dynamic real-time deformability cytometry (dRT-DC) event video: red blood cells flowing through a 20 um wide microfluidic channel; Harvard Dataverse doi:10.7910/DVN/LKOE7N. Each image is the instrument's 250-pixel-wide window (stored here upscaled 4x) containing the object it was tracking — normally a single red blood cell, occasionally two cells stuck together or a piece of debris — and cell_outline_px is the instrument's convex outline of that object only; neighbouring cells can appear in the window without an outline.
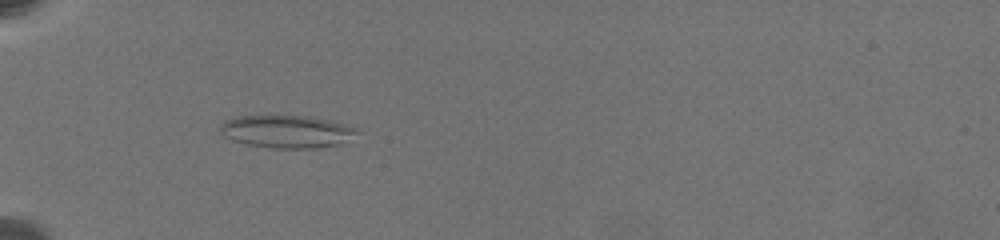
{"species": "common noctule bat (a hibernating species)", "species_latin": "Nyctalus noctula", "temperature_condition": "warm", "stored_images_in_passage": 72, "camera_frame_rate_fps": 3000, "um_per_image_px": 0.085, "animal": {"sex": "female", "body_mass_g": 19.5, "forearm_length_mm": 54.1}, "frame": {"image": 1, "passage_image": 1, "time_ms": 0.0, "image_size_px": [1000, 240], "cell_outline_px": [[360, 132], [340, 144], [316, 148], [272, 148], [248, 144], [232, 140], [224, 136], [220, 132], [220, 124], [236, 116], [308, 116], [328, 120], [344, 124], [356, 128]], "centroid_in_image_um": [24.37, 11.18], "position_along_channel_um": 60.6, "area_um2": 25.84}}
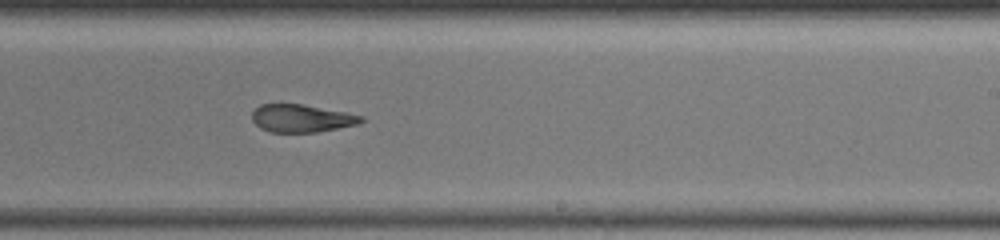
{"frame": {"image": 2, "passage_image": 24, "time_ms": 6.333, "image_size_px": [1000, 240], "cell_outline_px": [[364, 120], [356, 124], [316, 132], [272, 132], [260, 128], [252, 120], [252, 112], [260, 104], [304, 104], [364, 116]], "centroid_in_image_um": [25.6, 10.05], "position_along_channel_um": 263.4, "area_um2": 17.46}}
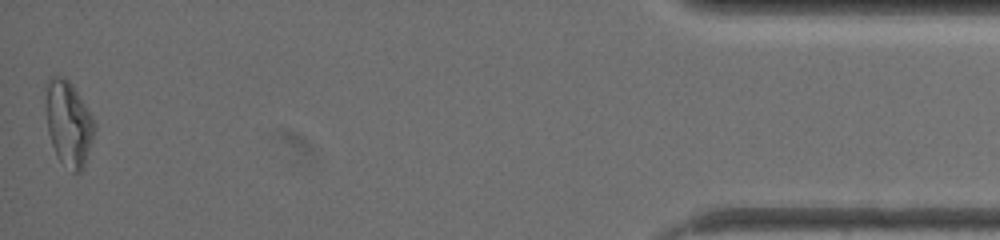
{"frame": {"image": 3, "passage_image": 71, "time_ms": 13.333, "image_size_px": [1000, 240], "cell_outline_px": [[96, 128], [84, 164], [80, 172], [72, 172], [56, 156], [48, 132], [44, 104], [44, 88], [48, 76], [64, 76], [72, 84], [92, 116], [96, 124]], "centroid_in_image_um": [5.78, 10.42], "position_along_channel_um": 429.4, "area_um2": 24.45}, "authors_computed_cell_mechanics": {"area_um2": 20.1144, "velocity_mm_per_s": 3.44, "shape_relaxation_time_tau1_ms": null, "shape_relaxation_time_tau2_ms": 3.2124, "deformation_change_tau1": null, "deformation_change_tau2": 0.1149}}